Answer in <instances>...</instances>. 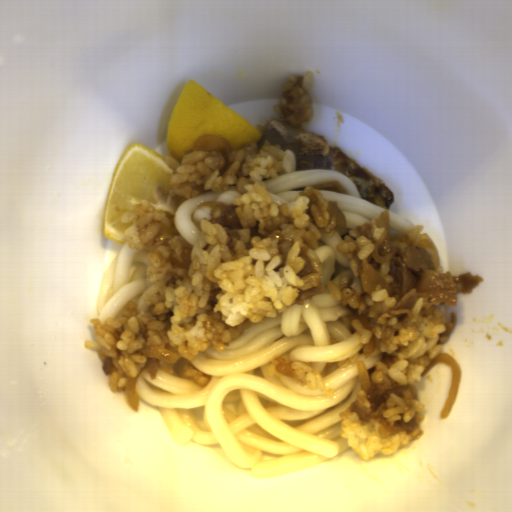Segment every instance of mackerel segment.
<instances>
[{
    "label": "mackerel segment",
    "mask_w": 512,
    "mask_h": 512,
    "mask_svg": "<svg viewBox=\"0 0 512 512\" xmlns=\"http://www.w3.org/2000/svg\"><path fill=\"white\" fill-rule=\"evenodd\" d=\"M281 145L283 152L291 150L295 168L327 169L351 178L361 199L385 210L394 203L395 197L387 184L351 159L342 150L331 146L325 137L302 127H292L290 122L272 118L268 121L256 145Z\"/></svg>",
    "instance_id": "obj_1"
}]
</instances>
